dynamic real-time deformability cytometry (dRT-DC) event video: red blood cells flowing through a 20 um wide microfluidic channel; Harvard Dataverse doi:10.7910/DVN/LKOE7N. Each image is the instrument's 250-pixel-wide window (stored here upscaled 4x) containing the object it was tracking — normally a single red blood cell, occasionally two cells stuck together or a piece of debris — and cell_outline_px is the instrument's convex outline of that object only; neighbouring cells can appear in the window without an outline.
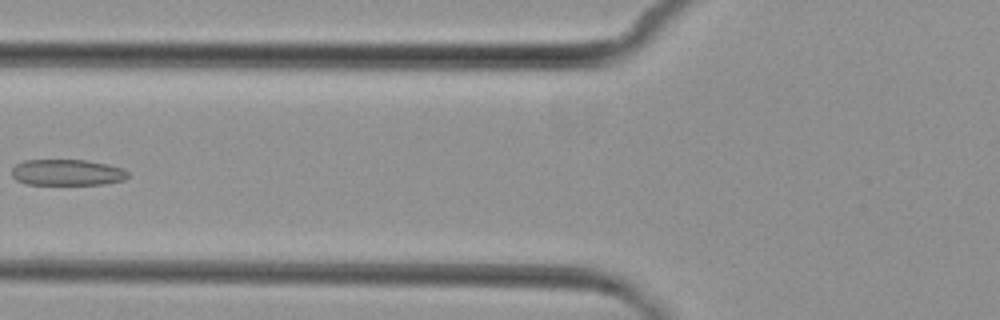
{"species": "common noctule bat (a hibernating species)", "species_latin": "Nyctalus noctula", "temperature_condition": "cold", "stored_images_in_passage": 7, "camera_frame_rate_fps": 3000, "um_per_image_px": 0.085, "animal": {"sex": "female", "body_mass_g": 29.2, "forearm_length_mm": 56.3}, "frame": {"image": 1, "passage_image": 6, "time_ms": 6.0, "image_size_px": [1000, 320], "cell_outline_px": [[128, 176], [124, 180], [104, 184], [24, 184], [16, 180], [12, 176], [12, 168], [16, 164], [24, 160], [84, 160], [108, 164], [120, 168], [128, 172]], "centroid_in_image_um": [5.67, 14.66], "position_along_channel_um": 120.1, "area_um2": 17.63}}
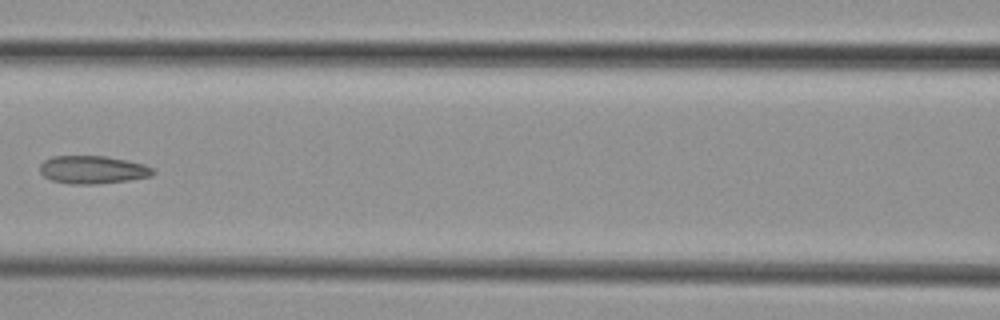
{"frame": {"image": 2, "passage_image": 7, "time_ms": 7.0, "image_size_px": [1000, 320], "cell_outline_px": [[156, 172], [152, 176], [128, 180], [96, 184], [68, 184], [52, 180], [44, 176], [40, 172], [40, 164], [44, 160], [52, 156], [104, 156], [144, 164], [152, 168]], "centroid_in_image_um": [7.86, 14.43], "position_along_channel_um": 158.7, "area_um2": 18.38}}